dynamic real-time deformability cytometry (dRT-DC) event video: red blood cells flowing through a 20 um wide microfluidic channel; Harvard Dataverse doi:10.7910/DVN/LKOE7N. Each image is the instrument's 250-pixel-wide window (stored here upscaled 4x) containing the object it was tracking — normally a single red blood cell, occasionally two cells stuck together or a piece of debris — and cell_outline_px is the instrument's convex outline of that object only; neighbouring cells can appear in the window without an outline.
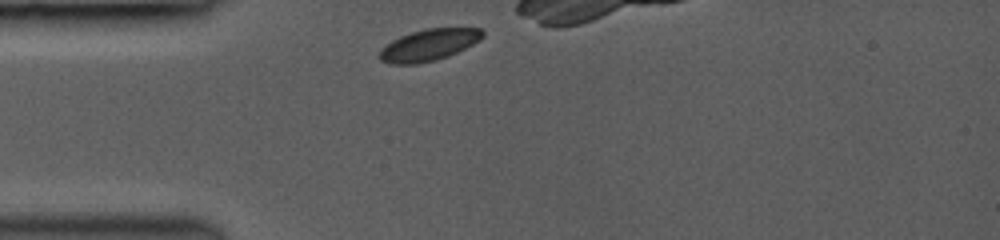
{"species": "common noctule bat (a hibernating species)", "species_latin": "Nyctalus noctula", "temperature_condition": "room temperature", "stored_images_in_passage": 6, "camera_frame_rate_fps": 3000, "um_per_image_px": 0.085, "animal": {"sex": "female", "body_mass_g": 19.0, "forearm_length_mm": 53.3}, "frame": {"image": 1, "passage_image": 1, "time_ms": 0.0, "image_size_px": [1000, 240], "cell_outline_px": [[484, 36], [480, 40], [448, 56], [436, 60], [420, 64], [388, 64], [380, 60], [376, 56], [380, 48], [392, 40], [400, 36], [424, 28], [480, 28], [484, 32]], "centroid_in_image_um": [36.39, 3.83], "position_along_channel_um": 48.6, "area_um2": 19.19}}
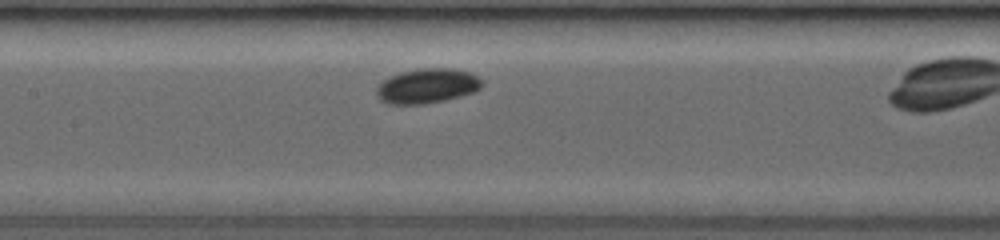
{"frame": {"image": 2, "passage_image": 5, "time_ms": 3.333, "image_size_px": [1000, 240], "cell_outline_px": [[484, 84], [480, 88], [472, 92], [460, 96], [444, 100], [424, 104], [388, 104], [380, 100], [376, 96], [376, 88], [388, 76], [400, 72], [424, 68], [456, 68], [468, 72], [484, 80]], "centroid_in_image_um": [36.3, 7.3], "position_along_channel_um": 171.1, "area_um2": 21.44}}